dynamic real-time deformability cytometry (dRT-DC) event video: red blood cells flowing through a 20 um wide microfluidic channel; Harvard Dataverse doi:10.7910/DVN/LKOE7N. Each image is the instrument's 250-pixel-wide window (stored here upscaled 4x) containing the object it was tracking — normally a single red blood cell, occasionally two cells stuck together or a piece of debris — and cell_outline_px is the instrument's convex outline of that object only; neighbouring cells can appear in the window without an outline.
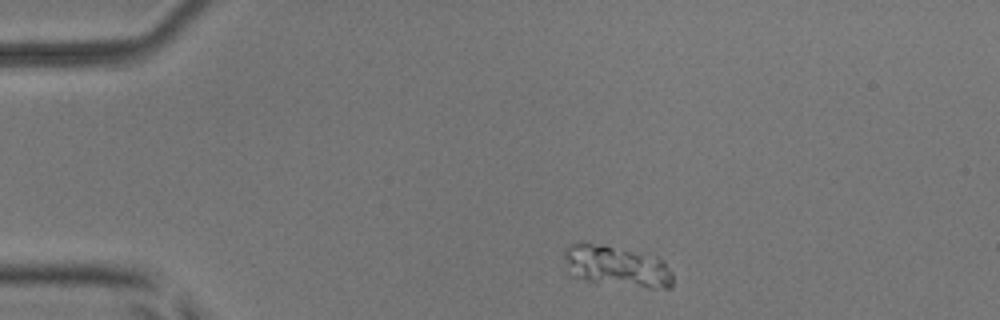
{"species": "common noctule bat (a hibernating species)", "species_latin": "Nyctalus noctula", "temperature_condition": "room temperature", "stored_images_in_passage": 6, "camera_frame_rate_fps": 3000, "um_per_image_px": 0.085, "animal": {"sex": "male", "body_mass_g": 17.9, "forearm_length_mm": 54.2}, "frame": {"image": 1, "passage_image": 1, "time_ms": 0.0, "image_size_px": [1000, 320], "cell_outline_px": [[672, 284], [668, 288], [648, 288], [588, 280], [580, 276], [568, 264], [564, 256], [564, 252], [572, 244], [580, 240], [584, 240], [604, 244], [656, 256], [672, 272]], "centroid_in_image_um": [52.48, 22.57], "position_along_channel_um": 32.5, "area_um2": 25.32}}
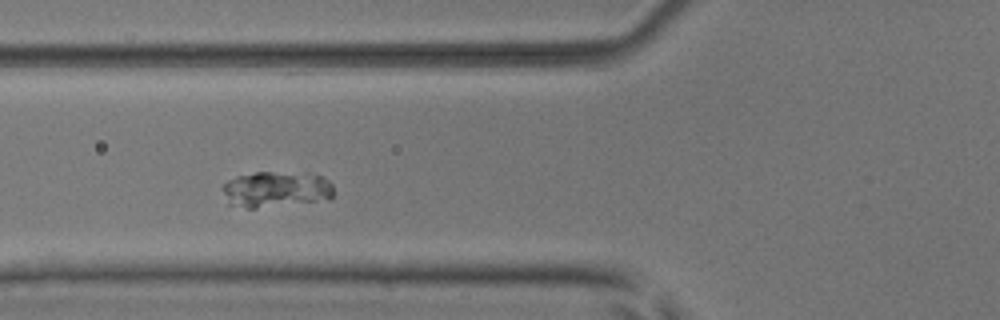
{"frame": {"image": 2, "passage_image": 4, "time_ms": 1.0, "image_size_px": [1000, 320], "cell_outline_px": [[332, 196], [328, 200], [256, 208], [248, 208], [228, 204], [224, 192], [224, 184], [228, 180], [236, 176], [256, 172], [308, 172], [320, 176], [328, 180], [332, 184]], "centroid_in_image_um": [23.49, 16.08], "position_along_channel_um": 102.3, "area_um2": 23.41}}
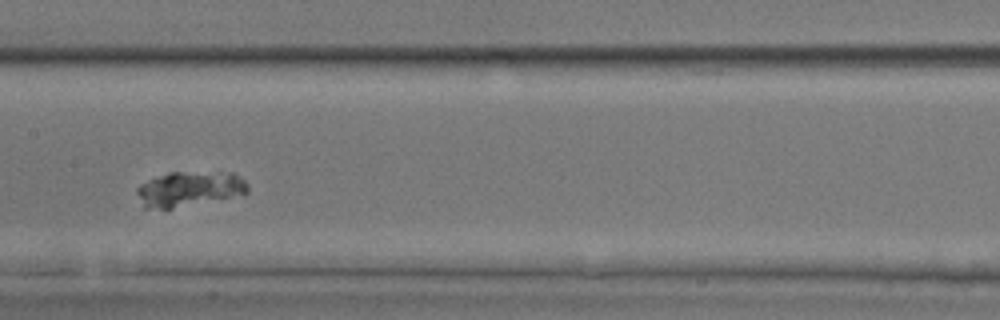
{"frame": {"image": 3, "passage_image": 6, "time_ms": 1.667, "image_size_px": [1000, 320], "cell_outline_px": [[248, 192], [244, 196], [172, 208], [144, 208], [136, 192], [136, 188], [140, 184], [148, 180], [168, 172], [232, 172], [244, 180], [248, 184]], "centroid_in_image_um": [16.15, 16.06], "position_along_channel_um": 191.2, "area_um2": 22.95}}